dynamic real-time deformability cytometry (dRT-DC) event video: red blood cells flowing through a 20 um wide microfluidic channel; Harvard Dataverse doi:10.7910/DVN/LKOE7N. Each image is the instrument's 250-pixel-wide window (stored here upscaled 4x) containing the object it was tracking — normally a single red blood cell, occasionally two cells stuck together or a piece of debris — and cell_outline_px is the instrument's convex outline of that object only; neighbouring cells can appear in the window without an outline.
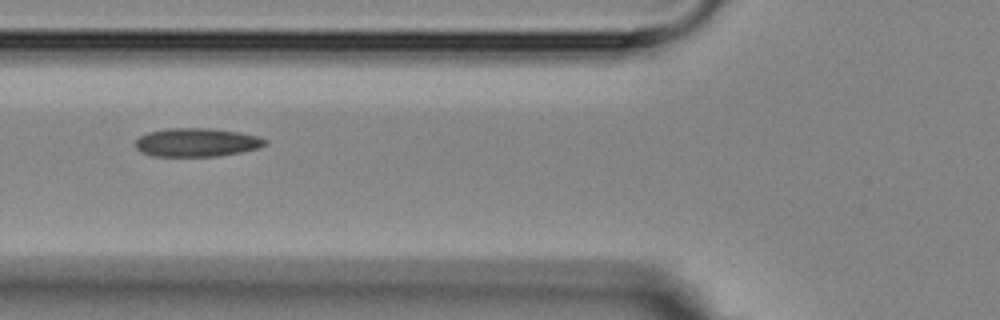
{"species": "Egyptian fruit bat (a non-hibernating species)", "species_latin": "Rousettus aegyptiacus", "temperature_condition": "room temperature", "stored_images_in_passage": 6, "camera_frame_rate_fps": 3000, "um_per_image_px": 0.085, "animal": {"sex": "female"}, "frame": {"image": 1, "passage_image": 6, "time_ms": 5.667, "image_size_px": [1000, 320], "cell_outline_px": [[268, 144], [260, 148], [240, 152], [216, 156], [152, 156], [140, 152], [136, 148], [136, 140], [140, 136], [148, 132], [168, 128], [208, 128], [240, 132], [260, 136], [268, 140]], "centroid_in_image_um": [16.75, 12.1], "position_along_channel_um": 109.0, "area_um2": 21.73}}